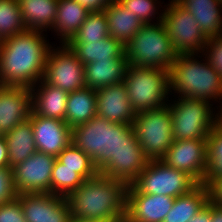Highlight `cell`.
<instances>
[{"label": "cell", "mask_w": 222, "mask_h": 222, "mask_svg": "<svg viewBox=\"0 0 222 222\" xmlns=\"http://www.w3.org/2000/svg\"><path fill=\"white\" fill-rule=\"evenodd\" d=\"M84 179L75 172V169L63 167L57 159L54 162L51 175V194L67 197L75 191Z\"/></svg>", "instance_id": "33"}, {"label": "cell", "mask_w": 222, "mask_h": 222, "mask_svg": "<svg viewBox=\"0 0 222 222\" xmlns=\"http://www.w3.org/2000/svg\"><path fill=\"white\" fill-rule=\"evenodd\" d=\"M3 136L8 146L9 167L11 168L24 162L37 151L30 119L16 125Z\"/></svg>", "instance_id": "27"}, {"label": "cell", "mask_w": 222, "mask_h": 222, "mask_svg": "<svg viewBox=\"0 0 222 222\" xmlns=\"http://www.w3.org/2000/svg\"><path fill=\"white\" fill-rule=\"evenodd\" d=\"M148 161L142 148H120L99 173L129 185L143 172Z\"/></svg>", "instance_id": "20"}, {"label": "cell", "mask_w": 222, "mask_h": 222, "mask_svg": "<svg viewBox=\"0 0 222 222\" xmlns=\"http://www.w3.org/2000/svg\"><path fill=\"white\" fill-rule=\"evenodd\" d=\"M69 222H100V221H92V220H86V219H77V218L71 217Z\"/></svg>", "instance_id": "45"}, {"label": "cell", "mask_w": 222, "mask_h": 222, "mask_svg": "<svg viewBox=\"0 0 222 222\" xmlns=\"http://www.w3.org/2000/svg\"><path fill=\"white\" fill-rule=\"evenodd\" d=\"M212 222H222V206L212 203Z\"/></svg>", "instance_id": "43"}, {"label": "cell", "mask_w": 222, "mask_h": 222, "mask_svg": "<svg viewBox=\"0 0 222 222\" xmlns=\"http://www.w3.org/2000/svg\"><path fill=\"white\" fill-rule=\"evenodd\" d=\"M90 12L75 0H58L57 15L52 28L60 44H67L77 33Z\"/></svg>", "instance_id": "24"}, {"label": "cell", "mask_w": 222, "mask_h": 222, "mask_svg": "<svg viewBox=\"0 0 222 222\" xmlns=\"http://www.w3.org/2000/svg\"><path fill=\"white\" fill-rule=\"evenodd\" d=\"M19 3L27 30L47 32L53 28L58 0H19Z\"/></svg>", "instance_id": "25"}, {"label": "cell", "mask_w": 222, "mask_h": 222, "mask_svg": "<svg viewBox=\"0 0 222 222\" xmlns=\"http://www.w3.org/2000/svg\"><path fill=\"white\" fill-rule=\"evenodd\" d=\"M203 54L214 70L222 76V35L209 37Z\"/></svg>", "instance_id": "36"}, {"label": "cell", "mask_w": 222, "mask_h": 222, "mask_svg": "<svg viewBox=\"0 0 222 222\" xmlns=\"http://www.w3.org/2000/svg\"><path fill=\"white\" fill-rule=\"evenodd\" d=\"M16 197L13 168L0 167V205L12 201Z\"/></svg>", "instance_id": "37"}, {"label": "cell", "mask_w": 222, "mask_h": 222, "mask_svg": "<svg viewBox=\"0 0 222 222\" xmlns=\"http://www.w3.org/2000/svg\"><path fill=\"white\" fill-rule=\"evenodd\" d=\"M177 98L168 102L173 140L207 139L218 123L219 110L216 111L213 104L204 100L182 96Z\"/></svg>", "instance_id": "7"}, {"label": "cell", "mask_w": 222, "mask_h": 222, "mask_svg": "<svg viewBox=\"0 0 222 222\" xmlns=\"http://www.w3.org/2000/svg\"><path fill=\"white\" fill-rule=\"evenodd\" d=\"M55 156L36 151L24 162L13 167L17 195L51 193V175Z\"/></svg>", "instance_id": "13"}, {"label": "cell", "mask_w": 222, "mask_h": 222, "mask_svg": "<svg viewBox=\"0 0 222 222\" xmlns=\"http://www.w3.org/2000/svg\"><path fill=\"white\" fill-rule=\"evenodd\" d=\"M96 115L110 122L130 124L136 118V111L130 105L123 82L96 90Z\"/></svg>", "instance_id": "17"}, {"label": "cell", "mask_w": 222, "mask_h": 222, "mask_svg": "<svg viewBox=\"0 0 222 222\" xmlns=\"http://www.w3.org/2000/svg\"><path fill=\"white\" fill-rule=\"evenodd\" d=\"M82 7H85L89 12H100L104 11L106 6L109 4V0H75Z\"/></svg>", "instance_id": "40"}, {"label": "cell", "mask_w": 222, "mask_h": 222, "mask_svg": "<svg viewBox=\"0 0 222 222\" xmlns=\"http://www.w3.org/2000/svg\"><path fill=\"white\" fill-rule=\"evenodd\" d=\"M71 142L89 155L100 172L120 148H141L133 125L110 122L94 116L71 129Z\"/></svg>", "instance_id": "3"}, {"label": "cell", "mask_w": 222, "mask_h": 222, "mask_svg": "<svg viewBox=\"0 0 222 222\" xmlns=\"http://www.w3.org/2000/svg\"><path fill=\"white\" fill-rule=\"evenodd\" d=\"M0 222H27L17 198L0 205Z\"/></svg>", "instance_id": "38"}, {"label": "cell", "mask_w": 222, "mask_h": 222, "mask_svg": "<svg viewBox=\"0 0 222 222\" xmlns=\"http://www.w3.org/2000/svg\"><path fill=\"white\" fill-rule=\"evenodd\" d=\"M96 90L88 87L69 92L65 122L74 128L96 116Z\"/></svg>", "instance_id": "28"}, {"label": "cell", "mask_w": 222, "mask_h": 222, "mask_svg": "<svg viewBox=\"0 0 222 222\" xmlns=\"http://www.w3.org/2000/svg\"><path fill=\"white\" fill-rule=\"evenodd\" d=\"M188 222H212V202H208L200 212Z\"/></svg>", "instance_id": "41"}, {"label": "cell", "mask_w": 222, "mask_h": 222, "mask_svg": "<svg viewBox=\"0 0 222 222\" xmlns=\"http://www.w3.org/2000/svg\"><path fill=\"white\" fill-rule=\"evenodd\" d=\"M222 102L220 104V106L217 107V109L219 110V114H218V124L222 127Z\"/></svg>", "instance_id": "44"}, {"label": "cell", "mask_w": 222, "mask_h": 222, "mask_svg": "<svg viewBox=\"0 0 222 222\" xmlns=\"http://www.w3.org/2000/svg\"><path fill=\"white\" fill-rule=\"evenodd\" d=\"M128 65L125 54L121 58L96 60L85 64V87L97 90L123 82Z\"/></svg>", "instance_id": "21"}, {"label": "cell", "mask_w": 222, "mask_h": 222, "mask_svg": "<svg viewBox=\"0 0 222 222\" xmlns=\"http://www.w3.org/2000/svg\"><path fill=\"white\" fill-rule=\"evenodd\" d=\"M190 12L202 32L209 38L222 35L221 0H175Z\"/></svg>", "instance_id": "22"}, {"label": "cell", "mask_w": 222, "mask_h": 222, "mask_svg": "<svg viewBox=\"0 0 222 222\" xmlns=\"http://www.w3.org/2000/svg\"><path fill=\"white\" fill-rule=\"evenodd\" d=\"M199 55V56H198ZM203 57V61L198 58ZM180 53L169 68L171 95L194 98L220 104L222 99V76L217 73L202 53ZM198 57V58H197ZM172 91H174L172 93ZM215 99V100H214ZM219 100V101H218Z\"/></svg>", "instance_id": "4"}, {"label": "cell", "mask_w": 222, "mask_h": 222, "mask_svg": "<svg viewBox=\"0 0 222 222\" xmlns=\"http://www.w3.org/2000/svg\"><path fill=\"white\" fill-rule=\"evenodd\" d=\"M207 171L203 184L222 176V127L217 123L207 137Z\"/></svg>", "instance_id": "34"}, {"label": "cell", "mask_w": 222, "mask_h": 222, "mask_svg": "<svg viewBox=\"0 0 222 222\" xmlns=\"http://www.w3.org/2000/svg\"><path fill=\"white\" fill-rule=\"evenodd\" d=\"M175 198L140 193L132 184L126 196V222H163Z\"/></svg>", "instance_id": "15"}, {"label": "cell", "mask_w": 222, "mask_h": 222, "mask_svg": "<svg viewBox=\"0 0 222 222\" xmlns=\"http://www.w3.org/2000/svg\"><path fill=\"white\" fill-rule=\"evenodd\" d=\"M104 12L108 19L109 35L124 46L144 24L118 0L110 1Z\"/></svg>", "instance_id": "23"}, {"label": "cell", "mask_w": 222, "mask_h": 222, "mask_svg": "<svg viewBox=\"0 0 222 222\" xmlns=\"http://www.w3.org/2000/svg\"><path fill=\"white\" fill-rule=\"evenodd\" d=\"M0 167H9L8 146L4 136H0Z\"/></svg>", "instance_id": "42"}, {"label": "cell", "mask_w": 222, "mask_h": 222, "mask_svg": "<svg viewBox=\"0 0 222 222\" xmlns=\"http://www.w3.org/2000/svg\"><path fill=\"white\" fill-rule=\"evenodd\" d=\"M27 222H69L71 211L66 197L51 193H23L16 197Z\"/></svg>", "instance_id": "14"}, {"label": "cell", "mask_w": 222, "mask_h": 222, "mask_svg": "<svg viewBox=\"0 0 222 222\" xmlns=\"http://www.w3.org/2000/svg\"><path fill=\"white\" fill-rule=\"evenodd\" d=\"M26 31L19 0H0V42Z\"/></svg>", "instance_id": "30"}, {"label": "cell", "mask_w": 222, "mask_h": 222, "mask_svg": "<svg viewBox=\"0 0 222 222\" xmlns=\"http://www.w3.org/2000/svg\"><path fill=\"white\" fill-rule=\"evenodd\" d=\"M129 65L168 70L178 55L162 21L143 24L125 46Z\"/></svg>", "instance_id": "5"}, {"label": "cell", "mask_w": 222, "mask_h": 222, "mask_svg": "<svg viewBox=\"0 0 222 222\" xmlns=\"http://www.w3.org/2000/svg\"><path fill=\"white\" fill-rule=\"evenodd\" d=\"M207 160V139L173 140L161 158L166 165L188 173L199 184L205 181Z\"/></svg>", "instance_id": "12"}, {"label": "cell", "mask_w": 222, "mask_h": 222, "mask_svg": "<svg viewBox=\"0 0 222 222\" xmlns=\"http://www.w3.org/2000/svg\"><path fill=\"white\" fill-rule=\"evenodd\" d=\"M43 31L27 30L0 42V85L31 88L44 76L50 48Z\"/></svg>", "instance_id": "1"}, {"label": "cell", "mask_w": 222, "mask_h": 222, "mask_svg": "<svg viewBox=\"0 0 222 222\" xmlns=\"http://www.w3.org/2000/svg\"><path fill=\"white\" fill-rule=\"evenodd\" d=\"M32 111L36 115L65 121L68 92L41 79L30 88ZM36 91V92H35Z\"/></svg>", "instance_id": "19"}, {"label": "cell", "mask_w": 222, "mask_h": 222, "mask_svg": "<svg viewBox=\"0 0 222 222\" xmlns=\"http://www.w3.org/2000/svg\"><path fill=\"white\" fill-rule=\"evenodd\" d=\"M123 83L136 113L164 107L170 102L168 70L128 65Z\"/></svg>", "instance_id": "6"}, {"label": "cell", "mask_w": 222, "mask_h": 222, "mask_svg": "<svg viewBox=\"0 0 222 222\" xmlns=\"http://www.w3.org/2000/svg\"><path fill=\"white\" fill-rule=\"evenodd\" d=\"M210 201L206 184H199L191 192L175 198L163 222H188Z\"/></svg>", "instance_id": "29"}, {"label": "cell", "mask_w": 222, "mask_h": 222, "mask_svg": "<svg viewBox=\"0 0 222 222\" xmlns=\"http://www.w3.org/2000/svg\"><path fill=\"white\" fill-rule=\"evenodd\" d=\"M31 112L30 88L0 85V132L2 134L29 119Z\"/></svg>", "instance_id": "18"}, {"label": "cell", "mask_w": 222, "mask_h": 222, "mask_svg": "<svg viewBox=\"0 0 222 222\" xmlns=\"http://www.w3.org/2000/svg\"><path fill=\"white\" fill-rule=\"evenodd\" d=\"M108 36L110 35L106 13L104 11L90 12L69 42H99Z\"/></svg>", "instance_id": "32"}, {"label": "cell", "mask_w": 222, "mask_h": 222, "mask_svg": "<svg viewBox=\"0 0 222 222\" xmlns=\"http://www.w3.org/2000/svg\"><path fill=\"white\" fill-rule=\"evenodd\" d=\"M67 45L84 65L96 60L121 58L125 54V46L111 36L99 42H68Z\"/></svg>", "instance_id": "26"}, {"label": "cell", "mask_w": 222, "mask_h": 222, "mask_svg": "<svg viewBox=\"0 0 222 222\" xmlns=\"http://www.w3.org/2000/svg\"><path fill=\"white\" fill-rule=\"evenodd\" d=\"M207 186L210 202L222 206V176L213 179Z\"/></svg>", "instance_id": "39"}, {"label": "cell", "mask_w": 222, "mask_h": 222, "mask_svg": "<svg viewBox=\"0 0 222 222\" xmlns=\"http://www.w3.org/2000/svg\"><path fill=\"white\" fill-rule=\"evenodd\" d=\"M163 9L162 23L177 54L203 53L208 37L202 32L193 15L175 0Z\"/></svg>", "instance_id": "10"}, {"label": "cell", "mask_w": 222, "mask_h": 222, "mask_svg": "<svg viewBox=\"0 0 222 222\" xmlns=\"http://www.w3.org/2000/svg\"><path fill=\"white\" fill-rule=\"evenodd\" d=\"M55 48L52 46L48 52L43 80L68 93L84 88V64L67 44Z\"/></svg>", "instance_id": "11"}, {"label": "cell", "mask_w": 222, "mask_h": 222, "mask_svg": "<svg viewBox=\"0 0 222 222\" xmlns=\"http://www.w3.org/2000/svg\"><path fill=\"white\" fill-rule=\"evenodd\" d=\"M126 9L132 14H135L140 21L144 24L157 23L162 21L163 12L160 9V14L158 9L161 6V2L158 0H118ZM159 4V5H158ZM158 5V6H157ZM158 7V8H157ZM157 14L158 17L155 16ZM156 22L152 21L155 18Z\"/></svg>", "instance_id": "35"}, {"label": "cell", "mask_w": 222, "mask_h": 222, "mask_svg": "<svg viewBox=\"0 0 222 222\" xmlns=\"http://www.w3.org/2000/svg\"><path fill=\"white\" fill-rule=\"evenodd\" d=\"M63 167L75 169L84 180L95 177L99 172L89 155L72 142L56 157Z\"/></svg>", "instance_id": "31"}, {"label": "cell", "mask_w": 222, "mask_h": 222, "mask_svg": "<svg viewBox=\"0 0 222 222\" xmlns=\"http://www.w3.org/2000/svg\"><path fill=\"white\" fill-rule=\"evenodd\" d=\"M29 119L37 151L57 157L71 143V128L65 121L36 115L33 111Z\"/></svg>", "instance_id": "16"}, {"label": "cell", "mask_w": 222, "mask_h": 222, "mask_svg": "<svg viewBox=\"0 0 222 222\" xmlns=\"http://www.w3.org/2000/svg\"><path fill=\"white\" fill-rule=\"evenodd\" d=\"M133 128L144 155L161 160L173 142L169 105L137 112Z\"/></svg>", "instance_id": "8"}, {"label": "cell", "mask_w": 222, "mask_h": 222, "mask_svg": "<svg viewBox=\"0 0 222 222\" xmlns=\"http://www.w3.org/2000/svg\"><path fill=\"white\" fill-rule=\"evenodd\" d=\"M128 184L98 173L67 197L71 217L100 222L125 221Z\"/></svg>", "instance_id": "2"}, {"label": "cell", "mask_w": 222, "mask_h": 222, "mask_svg": "<svg viewBox=\"0 0 222 222\" xmlns=\"http://www.w3.org/2000/svg\"><path fill=\"white\" fill-rule=\"evenodd\" d=\"M131 184L142 194L173 198L187 194L199 185L188 173L169 167L161 160H149Z\"/></svg>", "instance_id": "9"}]
</instances>
